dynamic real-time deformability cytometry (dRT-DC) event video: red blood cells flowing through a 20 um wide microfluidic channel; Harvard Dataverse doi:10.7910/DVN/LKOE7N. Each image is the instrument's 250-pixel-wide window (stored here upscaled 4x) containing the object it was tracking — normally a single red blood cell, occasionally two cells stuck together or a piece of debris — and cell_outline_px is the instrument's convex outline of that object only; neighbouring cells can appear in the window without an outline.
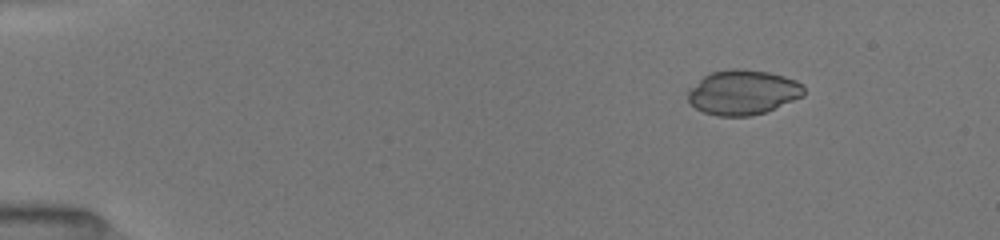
{"species": "common noctule bat (a hibernating species)", "species_latin": "Nyctalus noctula", "temperature_condition": "room temperature", "stored_images_in_passage": 16, "camera_frame_rate_fps": 3000, "um_per_image_px": 0.085, "animal": {"sex": "female", "body_mass_g": 19.5, "forearm_length_mm": 54.1}, "frame": {"image": 1, "passage_image": 1, "time_ms": 0.0, "image_size_px": [1000, 240], "cell_outline_px": [[804, 96], [764, 112], [748, 116], [720, 116], [704, 112], [696, 108], [688, 100], [688, 92], [704, 76], [712, 72], [732, 68], [740, 68], [768, 72], [784, 76], [796, 80], [804, 84]], "centroid_in_image_um": [63.18, 7.84], "position_along_channel_um": 21.8, "area_um2": 30.0}}
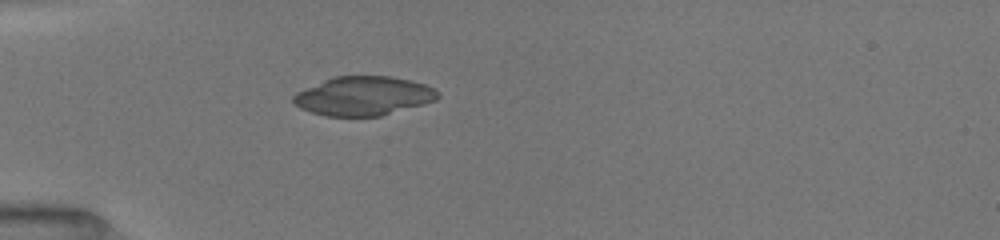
{"frame": {"image": 2, "passage_image": 14, "time_ms": 3.0, "image_size_px": [1000, 240], "cell_outline_px": [[440, 96], [436, 100], [380, 116], [328, 116], [312, 112], [300, 108], [292, 100], [292, 96], [296, 92], [304, 88], [332, 76], [392, 76], [412, 80], [424, 84], [440, 92]], "centroid_in_image_um": [30.88, 8.14], "position_along_channel_um": 54.1, "area_um2": 32.83}}